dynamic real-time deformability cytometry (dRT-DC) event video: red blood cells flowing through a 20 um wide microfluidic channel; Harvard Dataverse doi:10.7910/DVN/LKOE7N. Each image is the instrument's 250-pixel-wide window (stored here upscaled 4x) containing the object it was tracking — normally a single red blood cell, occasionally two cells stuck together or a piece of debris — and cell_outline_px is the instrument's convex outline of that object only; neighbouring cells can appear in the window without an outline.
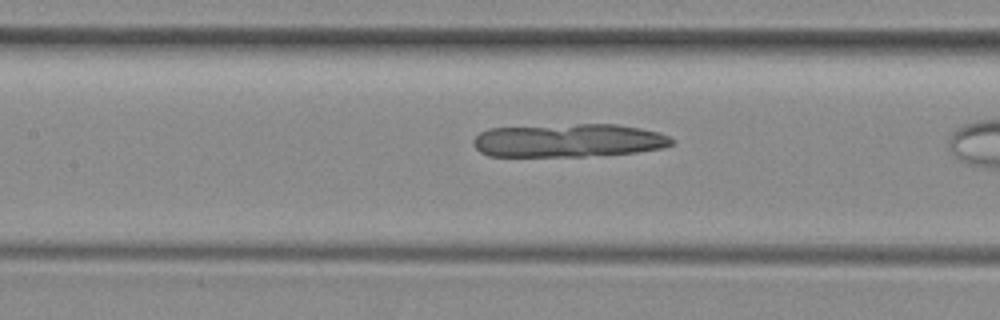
{"species": "common noctule bat (a hibernating species)", "species_latin": "Nyctalus noctula", "temperature_condition": "room temperature", "stored_images_in_passage": 30, "camera_frame_rate_fps": 3000, "um_per_image_px": 0.085, "animal": {"sex": "female", "body_mass_g": 29.2, "forearm_length_mm": 56.3}, "frame": {"image": 1, "passage_image": 22, "time_ms": 7.0, "image_size_px": [1000, 320], "cell_outline_px": [[672, 144], [660, 148], [636, 152], [584, 156], [488, 156], [480, 152], [472, 144], [472, 140], [480, 132], [488, 128], [576, 124], [616, 124], [640, 128], [656, 132], [668, 136], [672, 140]], "centroid_in_image_um": [48.25, 11.94], "position_along_channel_um": 159.2, "area_um2": 38.38}}
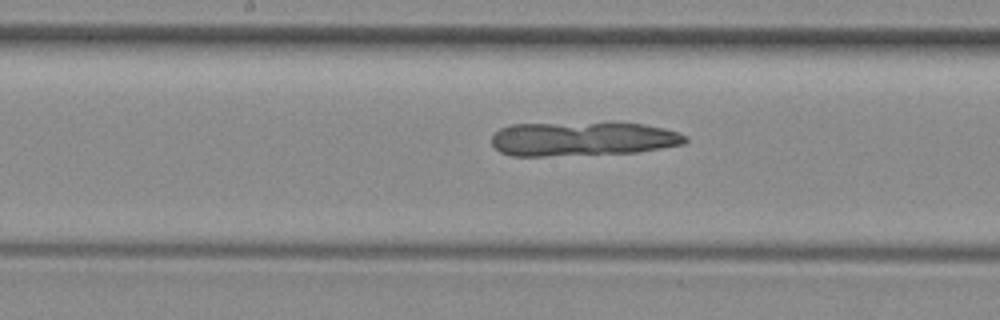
{"frame": {"image": 2, "passage_image": 25, "time_ms": 8.0, "image_size_px": [1000, 320], "cell_outline_px": [[688, 140], [684, 144], [636, 152], [544, 156], [512, 156], [500, 152], [492, 144], [492, 136], [500, 128], [508, 124], [644, 124], [664, 128], [688, 136]], "centroid_in_image_um": [49.49, 11.82], "position_along_channel_um": 198.7, "area_um2": 37.92}}
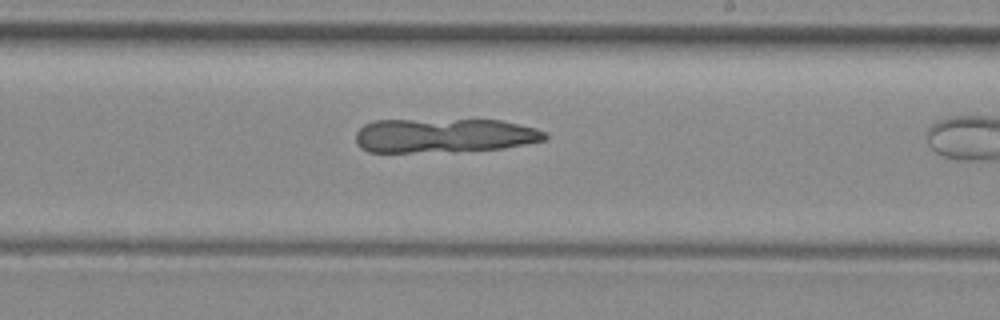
{"frame": {"image": 3, "passage_image": 29, "time_ms": 9.333, "image_size_px": [1000, 320], "cell_outline_px": [[548, 140], [500, 148], [456, 152], [368, 152], [360, 148], [356, 144], [356, 132], [364, 124], [372, 120], [500, 120], [536, 128], [548, 132]], "centroid_in_image_um": [37.74, 11.53], "position_along_channel_um": 251.3, "area_um2": 38.21}}